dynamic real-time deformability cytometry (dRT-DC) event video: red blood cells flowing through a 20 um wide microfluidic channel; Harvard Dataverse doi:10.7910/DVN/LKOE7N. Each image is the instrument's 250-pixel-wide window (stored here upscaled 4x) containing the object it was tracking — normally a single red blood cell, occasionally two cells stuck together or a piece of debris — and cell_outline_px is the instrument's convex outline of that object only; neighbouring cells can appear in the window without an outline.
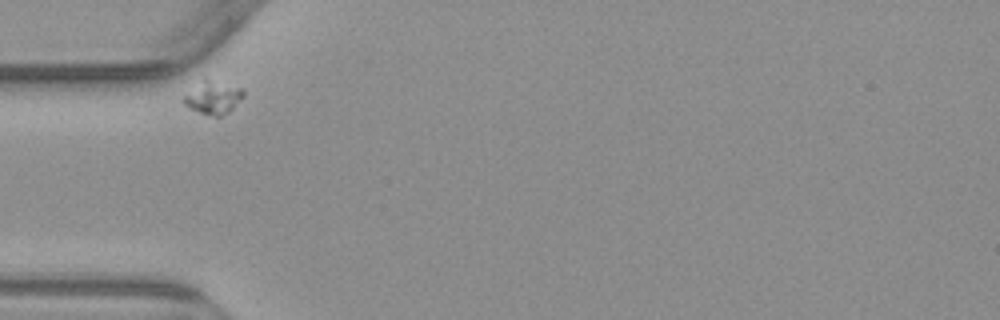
{"species": "common noctule bat (a hibernating species)", "species_latin": "Nyctalus noctula", "temperature_condition": "warm", "stored_images_in_passage": 4, "camera_frame_rate_fps": 3000, "um_per_image_px": 0.085, "animal": {"sex": "male", "body_mass_g": 23.1, "forearm_length_mm": 52.7}, "frame": {"image": 1, "passage_image": 1, "time_ms": 0.0, "image_size_px": [1000, 320], "cell_outline_px": [[244, 96], [228, 112], [220, 116], [216, 116], [200, 112], [184, 104], [180, 100], [204, 76], [244, 88]], "centroid_in_image_um": [18.12, 8.22], "position_along_channel_um": 66.9, "area_um2": 11.62}}
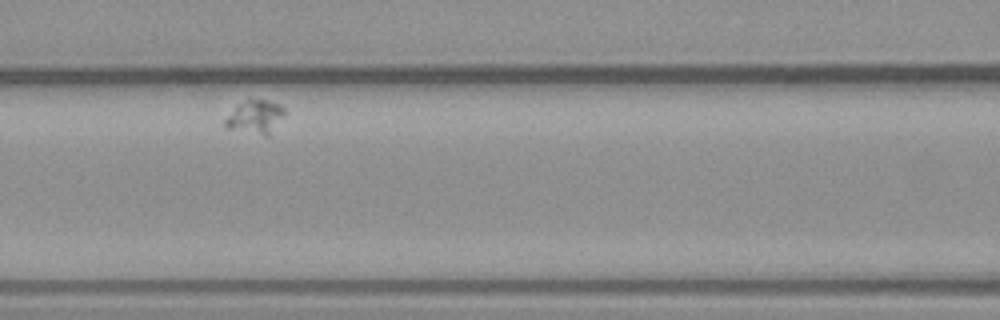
{"frame": {"image": 2, "passage_image": 3, "time_ms": 2.667, "image_size_px": [1000, 320], "cell_outline_px": [[284, 112], [268, 136], [264, 136], [228, 128], [224, 124], [224, 120], [236, 104], [248, 96], [268, 100], [280, 104], [284, 108]], "centroid_in_image_um": [21.64, 9.87], "position_along_channel_um": 145.0, "area_um2": 11.79}}
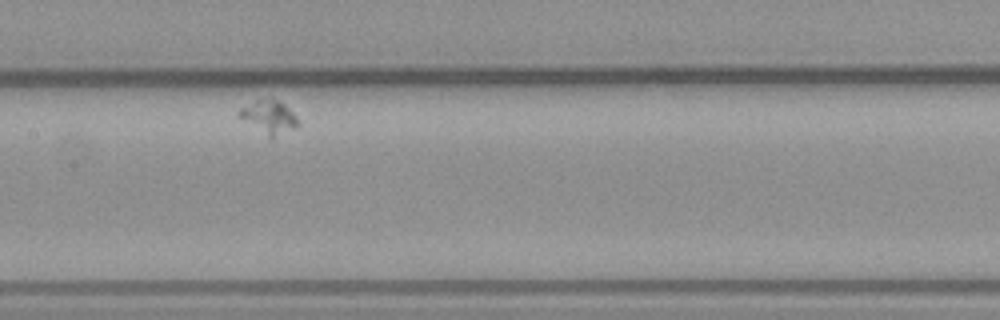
{"frame": {"image": 3, "passage_image": 4, "time_ms": 4.0, "image_size_px": [1000, 320], "cell_outline_px": [[300, 124], [272, 140], [236, 116], [236, 112], [240, 108], [256, 100], [268, 96], [272, 96], [284, 104], [300, 120]], "centroid_in_image_um": [22.84, 9.93], "position_along_channel_um": 184.6, "area_um2": 11.91}}